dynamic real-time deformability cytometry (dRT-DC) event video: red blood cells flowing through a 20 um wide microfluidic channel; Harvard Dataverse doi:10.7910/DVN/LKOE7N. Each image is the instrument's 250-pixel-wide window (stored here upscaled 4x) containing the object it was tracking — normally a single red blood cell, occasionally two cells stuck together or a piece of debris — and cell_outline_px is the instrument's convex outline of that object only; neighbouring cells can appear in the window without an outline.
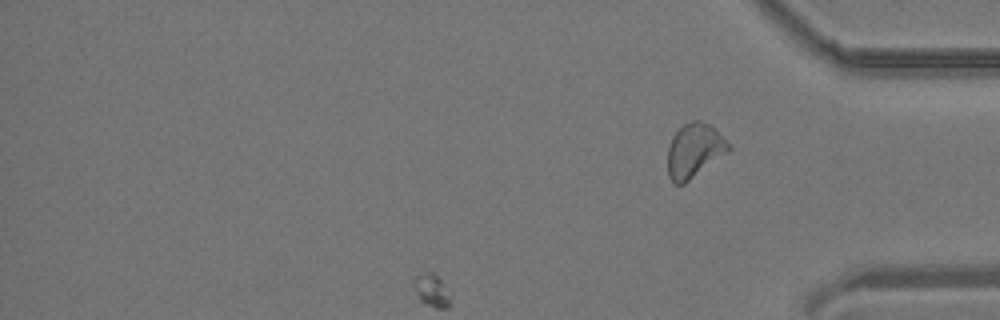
{"species": "common noctule bat (a hibernating species)", "species_latin": "Nyctalus noctula", "temperature_condition": "room temperature", "stored_images_in_passage": 33, "camera_frame_rate_fps": 3000, "um_per_image_px": 0.085, "animal": {"sex": "male", "body_mass_g": 19.2, "forearm_length_mm": 51.8}, "frame": {"image": 1, "passage_image": 33, "time_ms": 10.667, "image_size_px": [1000, 320], "cell_outline_px": [[732, 148], [728, 152], [684, 184], [676, 184], [668, 176], [668, 148], [672, 136], [684, 124], [692, 120], [700, 120], [708, 124], [732, 144]], "centroid_in_image_um": [59.03, 12.79], "position_along_channel_um": 376.2, "area_um2": 19.13}}